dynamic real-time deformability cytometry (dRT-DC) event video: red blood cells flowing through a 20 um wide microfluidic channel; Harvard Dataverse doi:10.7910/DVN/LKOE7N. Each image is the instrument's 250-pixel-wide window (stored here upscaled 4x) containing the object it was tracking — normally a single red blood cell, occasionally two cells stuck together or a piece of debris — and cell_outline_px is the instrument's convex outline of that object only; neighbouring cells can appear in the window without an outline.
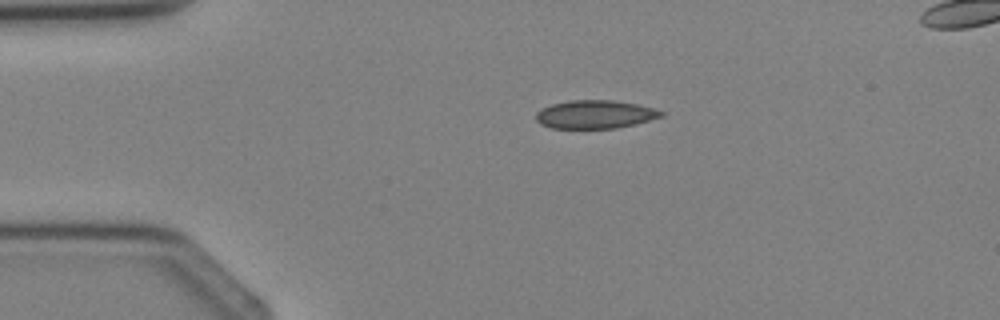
{"species": "Egyptian fruit bat (a non-hibernating species)", "species_latin": "Rousettus aegyptiacus", "temperature_condition": "cold", "stored_images_in_passage": 4, "camera_frame_rate_fps": 3000, "um_per_image_px": 0.085, "animal": {"sex": "female"}, "frame": {"image": 1, "passage_image": 4, "time_ms": 3.667, "image_size_px": [1000, 320], "cell_outline_px": [[664, 116], [636, 124], [616, 128], [552, 128], [540, 124], [536, 120], [536, 112], [540, 108], [552, 104], [568, 100], [612, 100], [636, 104], [656, 108], [664, 112]], "centroid_in_image_um": [50.58, 9.72], "position_along_channel_um": 34.4, "area_um2": 20.81}}